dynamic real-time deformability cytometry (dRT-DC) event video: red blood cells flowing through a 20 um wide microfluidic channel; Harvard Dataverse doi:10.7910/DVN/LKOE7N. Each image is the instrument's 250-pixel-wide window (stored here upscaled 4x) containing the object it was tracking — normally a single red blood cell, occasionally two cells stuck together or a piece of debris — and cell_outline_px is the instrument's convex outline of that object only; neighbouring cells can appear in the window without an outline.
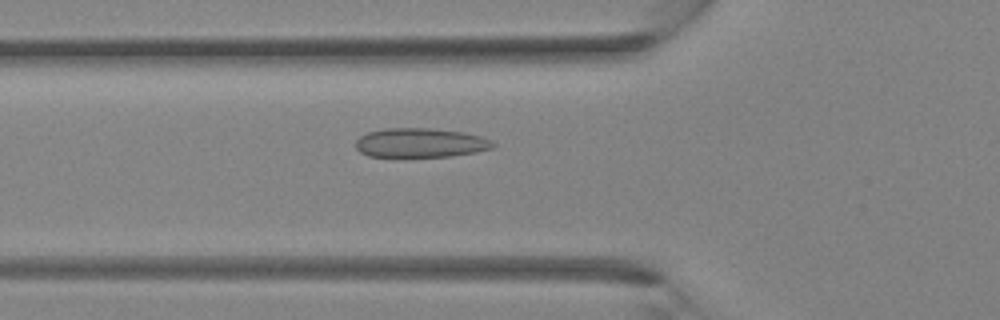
{"species": "Egyptian fruit bat (a non-hibernating species)", "species_latin": "Rousettus aegyptiacus", "temperature_condition": "room temperature", "stored_images_in_passage": 37, "camera_frame_rate_fps": 3000, "um_per_image_px": 0.085, "animal": {"sex": "female"}, "frame": {"image": 1, "passage_image": 13, "time_ms": 4.0, "image_size_px": [1000, 320], "cell_outline_px": [[496, 144], [492, 148], [476, 152], [452, 156], [368, 156], [360, 152], [356, 148], [356, 140], [360, 136], [368, 132], [384, 128], [428, 128], [464, 132], [480, 136], [492, 140]], "centroid_in_image_um": [35.74, 12.13], "position_along_channel_um": 90.1, "area_um2": 23.35}}
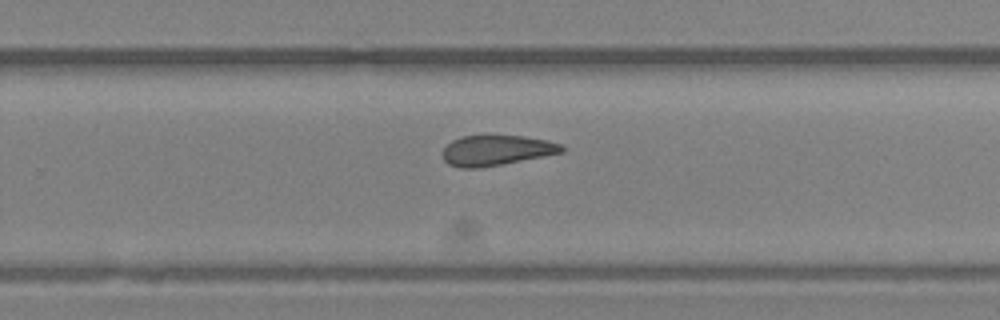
{"frame": {"image": 2, "passage_image": 24, "time_ms": 7.667, "image_size_px": [1000, 320], "cell_outline_px": [[564, 152], [544, 156], [480, 168], [460, 168], [448, 164], [444, 160], [444, 148], [452, 140], [460, 136], [488, 132], [524, 136], [548, 140], [564, 144]], "centroid_in_image_um": [42.2, 12.72], "position_along_channel_um": 287.6, "area_um2": 21.91}}
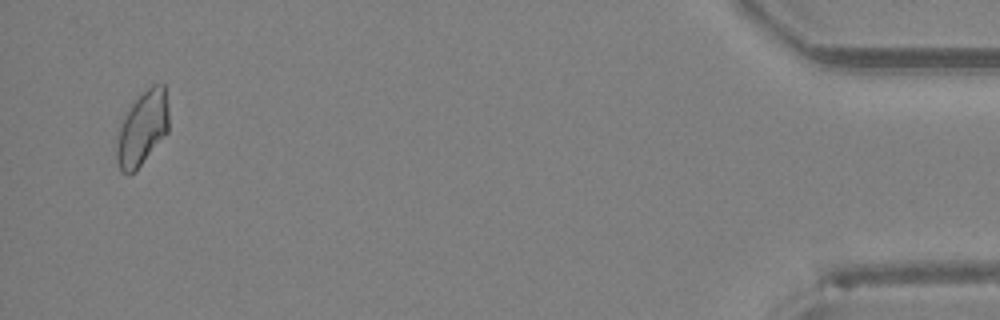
{"frame": {"image": 3, "passage_image": 36, "time_ms": 11.667, "image_size_px": [1000, 320], "cell_outline_px": [[168, 132], [140, 164], [132, 172], [120, 172], [116, 160], [116, 144], [120, 120], [124, 112], [152, 84], [164, 84], [168, 108]], "centroid_in_image_um": [12.07, 10.88], "position_along_channel_um": 423.1, "area_um2": 22.31}}